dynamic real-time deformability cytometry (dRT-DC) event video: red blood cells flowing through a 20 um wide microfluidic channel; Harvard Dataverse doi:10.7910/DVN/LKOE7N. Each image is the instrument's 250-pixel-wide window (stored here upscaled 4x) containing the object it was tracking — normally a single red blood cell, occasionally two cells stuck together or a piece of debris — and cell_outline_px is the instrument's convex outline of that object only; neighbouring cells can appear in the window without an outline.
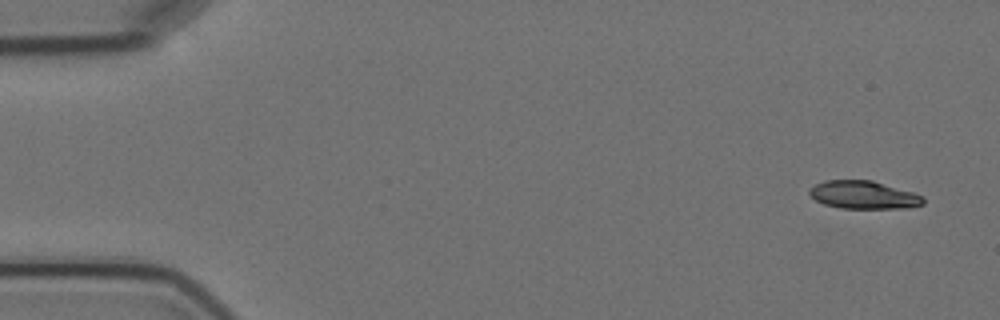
{"species": "Egyptian fruit bat (a non-hibernating species)", "species_latin": "Rousettus aegyptiacus", "temperature_condition": "cold", "stored_images_in_passage": 4, "camera_frame_rate_fps": 3000, "um_per_image_px": 0.085, "animal": {"sex": "female"}, "frame": {"image": 1, "passage_image": 1, "time_ms": 0.0, "image_size_px": [1000, 320], "cell_outline_px": [[924, 204], [912, 208], [840, 208], [824, 204], [816, 200], [808, 192], [808, 188], [824, 180], [872, 180], [912, 192], [924, 196]], "centroid_in_image_um": [73.41, 16.57], "position_along_channel_um": 11.6, "area_um2": 18.61}}